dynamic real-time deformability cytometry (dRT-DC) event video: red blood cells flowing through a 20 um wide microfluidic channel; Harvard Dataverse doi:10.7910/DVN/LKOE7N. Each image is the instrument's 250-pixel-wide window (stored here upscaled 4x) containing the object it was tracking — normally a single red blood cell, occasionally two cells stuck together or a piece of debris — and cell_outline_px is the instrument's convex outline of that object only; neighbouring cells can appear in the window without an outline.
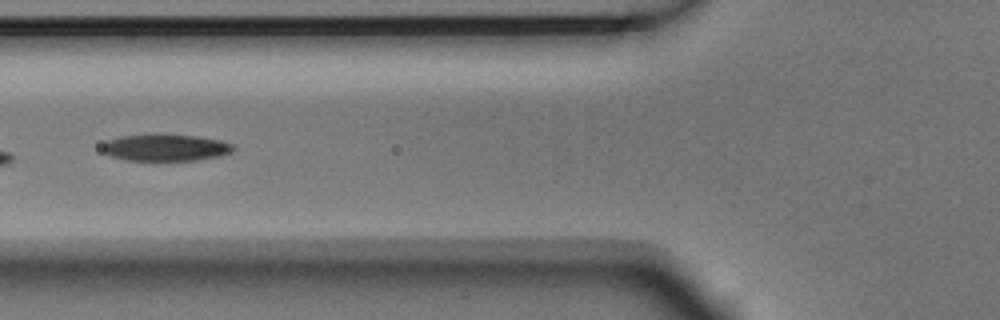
{"species": "Egyptian fruit bat (a non-hibernating species)", "species_latin": "Rousettus aegyptiacus", "temperature_condition": "room temperature", "stored_images_in_passage": 8, "camera_frame_rate_fps": 3000, "um_per_image_px": 0.085, "animal": {"sex": "male"}, "frame": {"image": 1, "passage_image": 6, "time_ms": 1.667, "image_size_px": [1000, 320], "cell_outline_px": [[236, 148], [232, 152], [220, 156], [196, 160], [156, 164], [124, 160], [108, 156], [100, 148], [108, 140], [120, 136], [156, 132], [196, 136], [220, 140], [232, 144]], "centroid_in_image_um": [14.01, 12.57], "position_along_channel_um": 111.8, "area_um2": 22.08}}
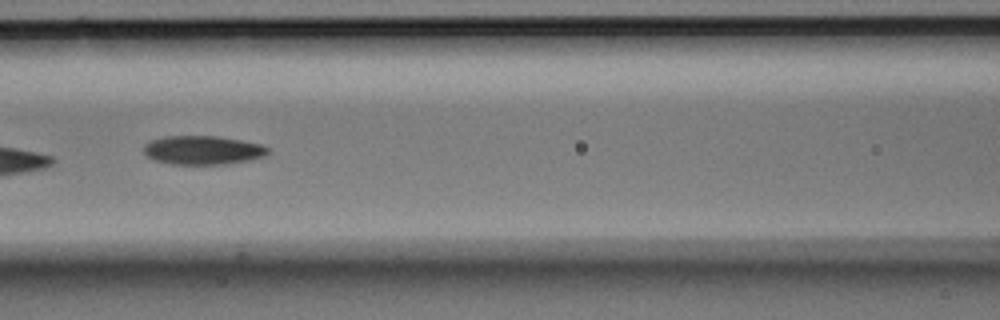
{"frame": {"image": 2, "passage_image": 7, "time_ms": 2.0, "image_size_px": [1000, 320], "cell_outline_px": [[268, 152], [264, 156], [252, 160], [228, 164], [172, 164], [156, 160], [148, 156], [144, 152], [144, 144], [152, 140], [164, 136], [216, 136], [264, 144], [268, 148]], "centroid_in_image_um": [17.27, 12.76], "position_along_channel_um": 149.3, "area_um2": 20.87}}
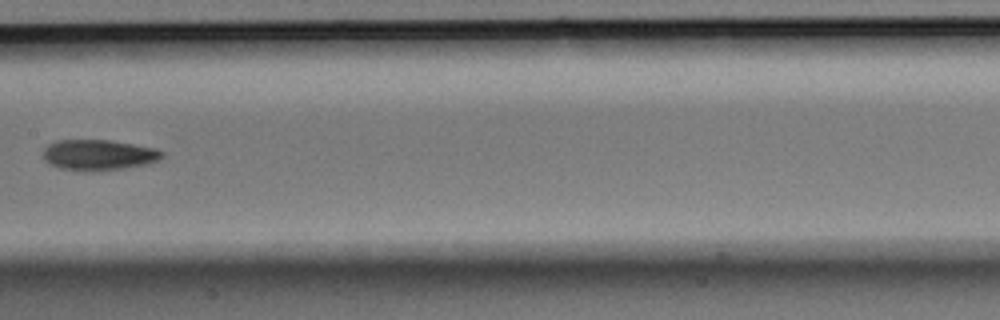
{"frame": {"image": 3, "passage_image": 8, "time_ms": 2.333, "image_size_px": [1000, 320], "cell_outline_px": [[164, 156], [156, 160], [144, 164], [120, 168], [88, 172], [60, 168], [48, 164], [44, 160], [44, 148], [48, 144], [56, 140], [112, 140], [156, 148], [164, 152]], "centroid_in_image_um": [8.34, 13.16], "position_along_channel_um": 199.1, "area_um2": 21.21}}